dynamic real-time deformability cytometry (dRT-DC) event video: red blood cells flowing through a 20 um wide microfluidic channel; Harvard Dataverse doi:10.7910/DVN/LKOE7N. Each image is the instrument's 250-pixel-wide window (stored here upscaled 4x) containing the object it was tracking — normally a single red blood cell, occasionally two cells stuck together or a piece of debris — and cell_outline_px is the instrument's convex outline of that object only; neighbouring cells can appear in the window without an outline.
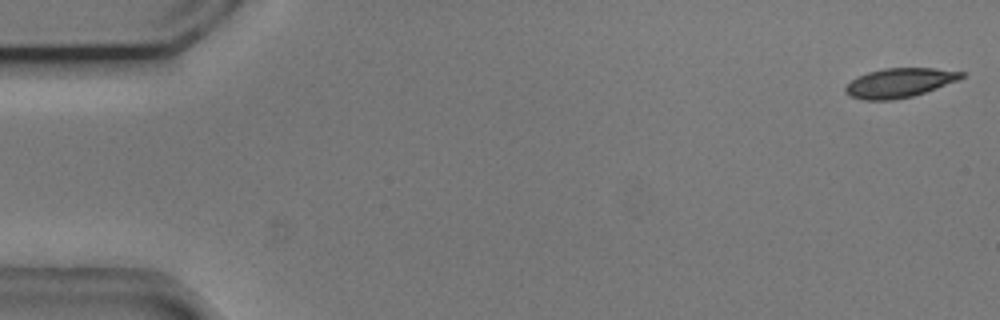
{"species": "common noctule bat (a hibernating species)", "species_latin": "Nyctalus noctula", "temperature_condition": "cold", "stored_images_in_passage": 54, "camera_frame_rate_fps": 3000, "um_per_image_px": 0.085, "animal": {"sex": "male", "body_mass_g": 20.5, "forearm_length_mm": 52.5}, "frame": {"image": 1, "passage_image": 1, "time_ms": 0.0, "image_size_px": [1000, 320], "cell_outline_px": [[964, 76], [960, 80], [912, 96], [892, 100], [864, 100], [852, 96], [844, 92], [844, 88], [856, 76], [868, 72], [884, 68], [936, 68], [964, 72]], "centroid_in_image_um": [76.46, 7.03], "position_along_channel_um": 8.5, "area_um2": 19.77}}
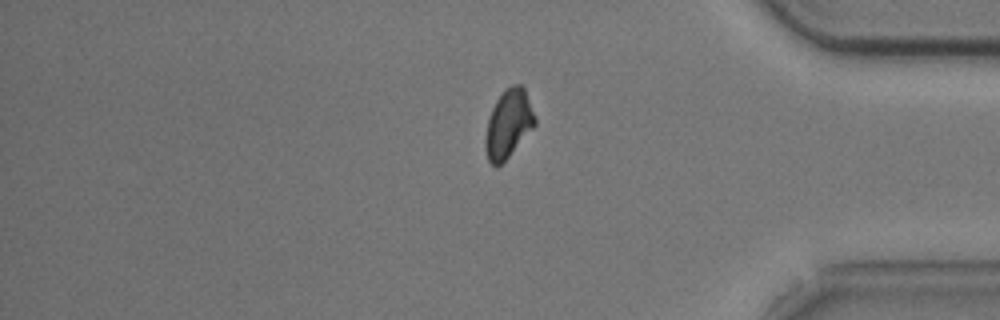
{"frame": {"image": 2, "passage_image": 45, "time_ms": 14.667, "image_size_px": [1000, 320], "cell_outline_px": [[536, 124], [508, 156], [496, 168], [488, 160], [484, 148], [484, 140], [488, 120], [492, 108], [496, 100], [504, 88], [512, 84], [520, 84], [524, 88], [536, 120]], "centroid_in_image_um": [43.18, 10.51], "position_along_channel_um": 392.0, "area_um2": 19.48}}
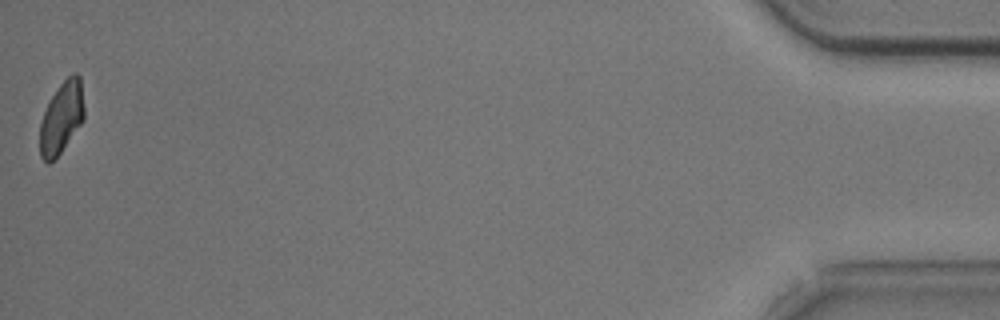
{"frame": {"image": 3, "passage_image": 54, "time_ms": 17.667, "image_size_px": [1000, 320], "cell_outline_px": [[84, 120], [60, 152], [48, 164], [40, 156], [40, 124], [44, 112], [52, 96], [60, 84], [68, 76], [76, 72], [80, 76], [84, 108]], "centroid_in_image_um": [5.24, 9.98], "position_along_channel_um": 430.0, "area_um2": 18.21}, "authors_computed_cell_mechanics": {"area_um2": 20.4612, "velocity_mm_per_s": 3.6906, "shape_relaxation_time_tau1_ms": 4.3036, "shape_relaxation_time_tau2_ms": 9.3195, "deformation_change_tau1": 0.1207, "deformation_change_tau2": 0.1248}}